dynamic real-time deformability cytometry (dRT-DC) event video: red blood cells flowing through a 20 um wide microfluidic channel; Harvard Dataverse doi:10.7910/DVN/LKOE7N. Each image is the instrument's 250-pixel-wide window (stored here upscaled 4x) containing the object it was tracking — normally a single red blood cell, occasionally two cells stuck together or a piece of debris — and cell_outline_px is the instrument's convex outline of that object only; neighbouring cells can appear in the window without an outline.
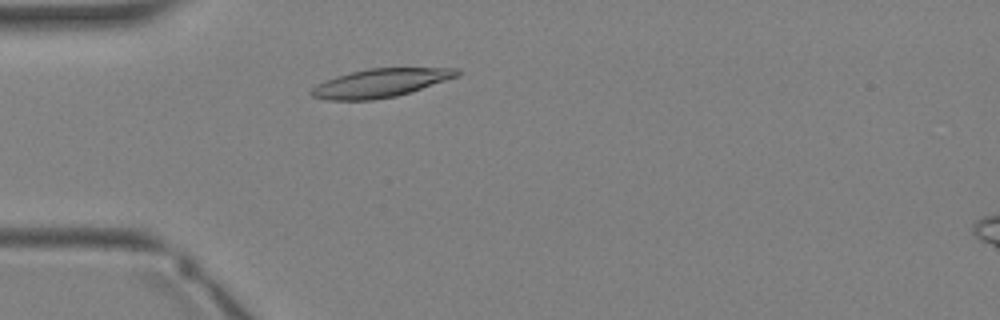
{"species": "Egyptian fruit bat (a non-hibernating species)", "species_latin": "Rousettus aegyptiacus", "temperature_condition": "warm", "stored_images_in_passage": 28, "camera_frame_rate_fps": 3000, "um_per_image_px": 0.085, "animal": {"sex": "female"}, "frame": {"image": 1, "passage_image": 4, "time_ms": 1.0, "image_size_px": [1000, 320], "cell_outline_px": [[460, 76], [412, 92], [396, 96], [372, 100], [328, 100], [312, 96], [308, 92], [316, 84], [324, 80], [336, 76], [368, 68], [456, 68], [460, 72]], "centroid_in_image_um": [32.34, 7.06], "position_along_channel_um": 52.7, "area_um2": 24.33}}
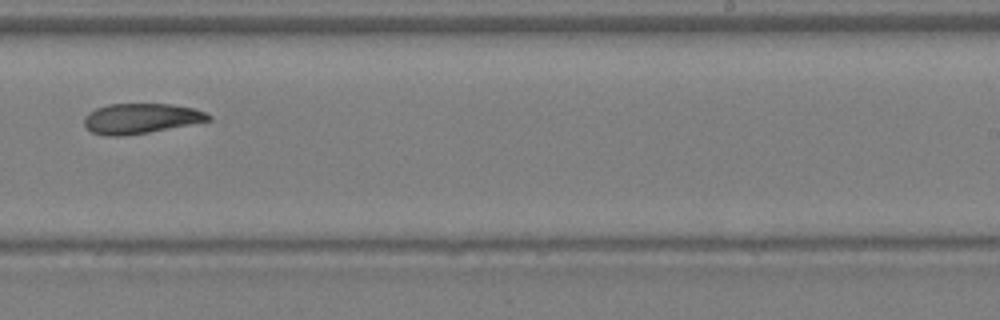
{"frame": {"image": 2, "passage_image": 16, "time_ms": 5.0, "image_size_px": [1000, 320], "cell_outline_px": [[212, 120], [148, 132], [120, 136], [104, 136], [92, 132], [84, 124], [84, 116], [88, 112], [96, 108], [108, 104], [172, 104], [192, 108], [204, 112], [212, 116]], "centroid_in_image_um": [11.94, 10.06], "position_along_channel_um": 277.1, "area_um2": 21.73}}
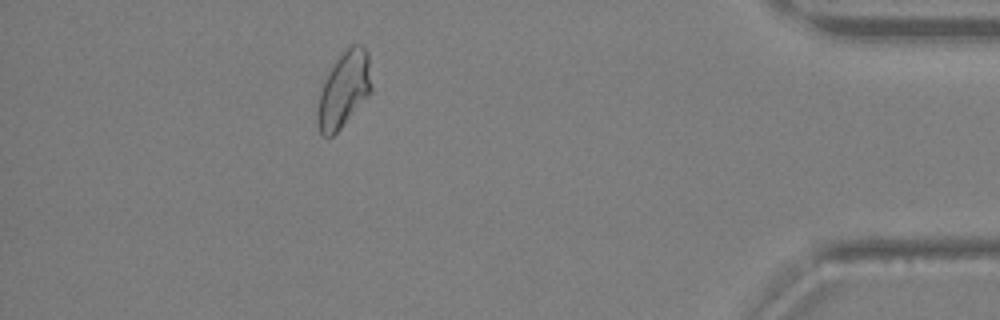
{"frame": {"image": 3, "passage_image": 25, "time_ms": 8.0, "image_size_px": [1000, 320], "cell_outline_px": [[372, 92], [340, 128], [332, 136], [324, 136], [320, 132], [316, 124], [316, 112], [320, 92], [324, 80], [340, 52], [352, 44], [360, 44], [368, 52], [372, 88]], "centroid_in_image_um": [29.22, 7.59], "position_along_channel_um": 406.0, "area_um2": 23.93}}